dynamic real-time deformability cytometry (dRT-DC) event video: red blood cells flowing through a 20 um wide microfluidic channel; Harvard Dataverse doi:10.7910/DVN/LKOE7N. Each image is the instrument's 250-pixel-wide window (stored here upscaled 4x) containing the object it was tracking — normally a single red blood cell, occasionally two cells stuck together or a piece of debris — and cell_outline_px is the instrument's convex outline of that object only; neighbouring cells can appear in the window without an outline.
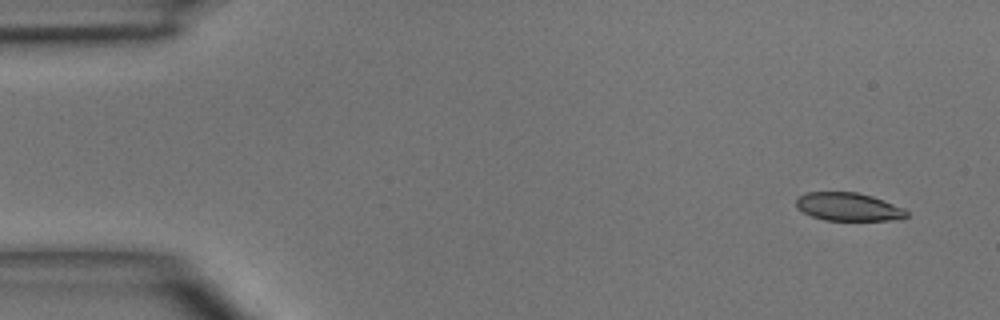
{"species": "common noctule bat (a hibernating species)", "species_latin": "Nyctalus noctula", "temperature_condition": "room temperature", "stored_images_in_passage": 4, "segment_of_instrument_passage": [1, 2], "camera_frame_rate_fps": 3000, "um_per_image_px": 0.085, "animal": {"sex": "male", "body_mass_g": 15.6}, "frame": {"image": 1, "passage_image": 1, "time_ms": 0.0, "image_size_px": [1000, 320], "cell_outline_px": [[908, 216], [892, 220], [824, 220], [812, 216], [796, 208], [796, 200], [804, 192], [856, 192], [872, 196], [904, 208], [908, 212]], "centroid_in_image_um": [72.09, 17.57], "position_along_channel_um": 12.9, "area_um2": 18.03}}
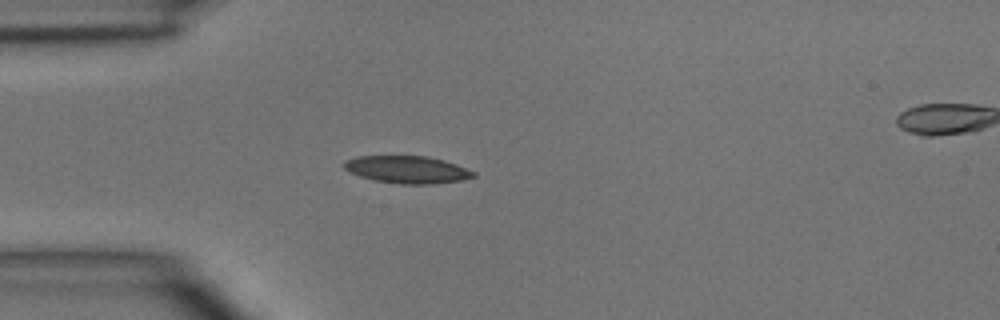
{"frame": {"image": 2, "passage_image": 3, "time_ms": 3.333, "image_size_px": [1000, 320], "cell_outline_px": [[476, 176], [460, 180], [432, 184], [400, 184], [376, 180], [360, 176], [348, 172], [344, 168], [344, 160], [356, 156], [428, 156], [444, 160], [456, 164], [476, 172]], "centroid_in_image_um": [34.6, 14.41], "position_along_channel_um": 50.4, "area_um2": 20.63}}